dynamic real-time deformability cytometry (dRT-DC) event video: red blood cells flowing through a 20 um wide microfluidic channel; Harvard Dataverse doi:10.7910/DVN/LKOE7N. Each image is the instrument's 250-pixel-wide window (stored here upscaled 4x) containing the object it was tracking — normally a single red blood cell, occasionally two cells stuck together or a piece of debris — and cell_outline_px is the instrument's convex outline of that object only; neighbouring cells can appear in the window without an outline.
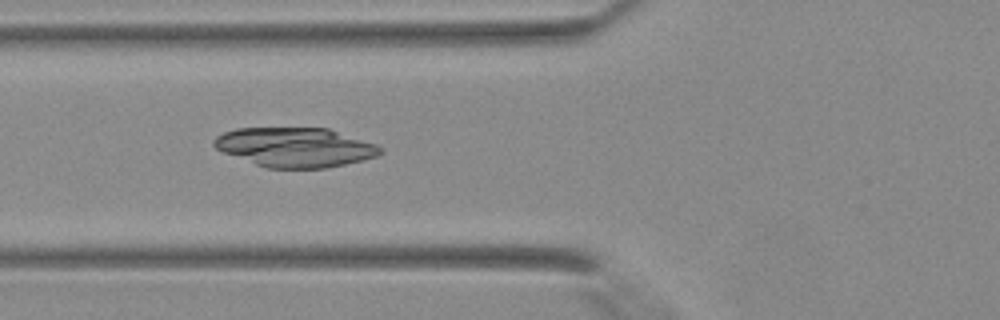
{"species": "Egyptian fruit bat (a non-hibernating species)", "species_latin": "Rousettus aegyptiacus", "temperature_condition": "warm", "stored_images_in_passage": 28, "camera_frame_rate_fps": 3000, "um_per_image_px": 0.085, "animal": {"sex": "female"}, "frame": {"image": 1, "passage_image": 3, "time_ms": 0.667, "image_size_px": [1000, 320], "cell_outline_px": [[384, 152], [376, 156], [344, 164], [324, 168], [268, 168], [256, 164], [224, 152], [216, 148], [212, 144], [212, 140], [216, 136], [224, 132], [236, 128], [328, 128], [376, 144], [384, 148]], "centroid_in_image_um": [25.09, 12.51], "position_along_channel_um": 100.7, "area_um2": 37.97}}
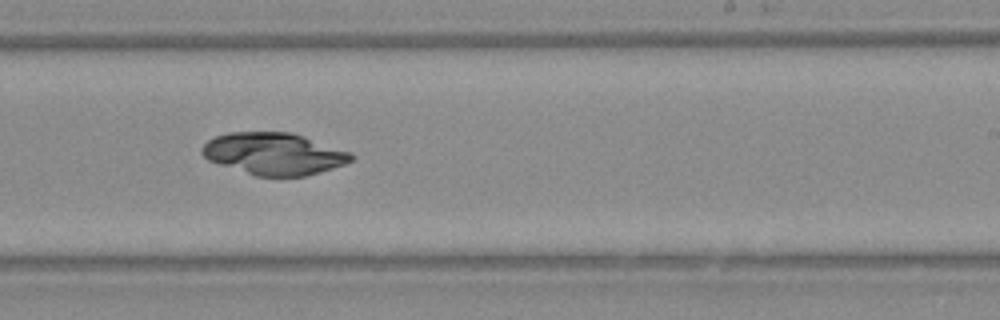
{"frame": {"image": 2, "passage_image": 13, "time_ms": 4.0, "image_size_px": [1000, 320], "cell_outline_px": [[356, 156], [352, 160], [344, 164], [332, 168], [304, 176], [256, 176], [208, 160], [200, 152], [200, 148], [208, 140], [216, 136], [228, 132], [292, 132], [352, 152]], "centroid_in_image_um": [23.29, 13.06], "position_along_channel_um": 265.7, "area_um2": 36.47}}
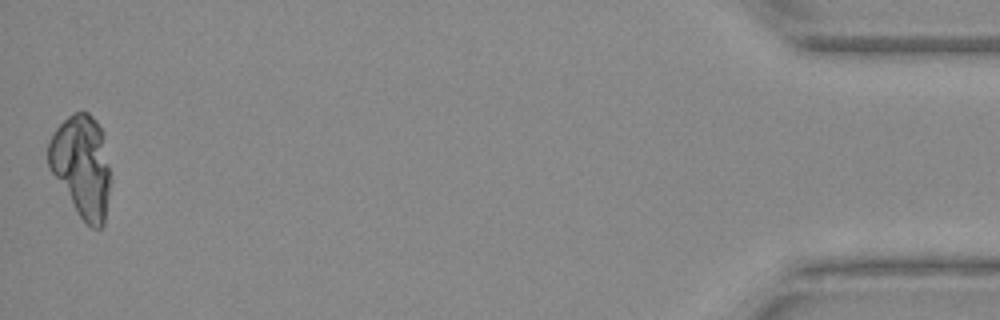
{"frame": {"image": 3, "passage_image": 28, "time_ms": 9.0, "image_size_px": [1000, 320], "cell_outline_px": [[112, 180], [104, 224], [100, 228], [92, 228], [80, 216], [52, 172], [48, 164], [48, 144], [56, 128], [72, 112], [88, 112], [96, 120], [104, 136]], "centroid_in_image_um": [6.99, 14.1], "position_along_channel_um": 428.2, "area_um2": 36.82}}